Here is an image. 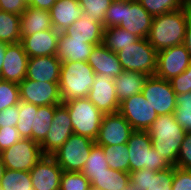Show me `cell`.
Segmentation results:
<instances>
[{
	"label": "cell",
	"instance_id": "cell-1",
	"mask_svg": "<svg viewBox=\"0 0 191 190\" xmlns=\"http://www.w3.org/2000/svg\"><path fill=\"white\" fill-rule=\"evenodd\" d=\"M153 18L137 0H113L106 11L103 27L119 26L139 38H147Z\"/></svg>",
	"mask_w": 191,
	"mask_h": 190
},
{
	"label": "cell",
	"instance_id": "cell-2",
	"mask_svg": "<svg viewBox=\"0 0 191 190\" xmlns=\"http://www.w3.org/2000/svg\"><path fill=\"white\" fill-rule=\"evenodd\" d=\"M189 19L186 7L155 16L147 36L148 42L157 52L183 44Z\"/></svg>",
	"mask_w": 191,
	"mask_h": 190
},
{
	"label": "cell",
	"instance_id": "cell-3",
	"mask_svg": "<svg viewBox=\"0 0 191 190\" xmlns=\"http://www.w3.org/2000/svg\"><path fill=\"white\" fill-rule=\"evenodd\" d=\"M147 133L152 140V147L172 166H175L186 131L176 122L174 115L158 116L148 128Z\"/></svg>",
	"mask_w": 191,
	"mask_h": 190
},
{
	"label": "cell",
	"instance_id": "cell-4",
	"mask_svg": "<svg viewBox=\"0 0 191 190\" xmlns=\"http://www.w3.org/2000/svg\"><path fill=\"white\" fill-rule=\"evenodd\" d=\"M94 80V70L87 62H62L59 81L62 102L87 97Z\"/></svg>",
	"mask_w": 191,
	"mask_h": 190
},
{
	"label": "cell",
	"instance_id": "cell-5",
	"mask_svg": "<svg viewBox=\"0 0 191 190\" xmlns=\"http://www.w3.org/2000/svg\"><path fill=\"white\" fill-rule=\"evenodd\" d=\"M130 172L141 169L163 171L172 165L153 147L147 131L134 130L127 142Z\"/></svg>",
	"mask_w": 191,
	"mask_h": 190
},
{
	"label": "cell",
	"instance_id": "cell-6",
	"mask_svg": "<svg viewBox=\"0 0 191 190\" xmlns=\"http://www.w3.org/2000/svg\"><path fill=\"white\" fill-rule=\"evenodd\" d=\"M71 118L73 133L96 140L104 114L87 98L63 103Z\"/></svg>",
	"mask_w": 191,
	"mask_h": 190
},
{
	"label": "cell",
	"instance_id": "cell-7",
	"mask_svg": "<svg viewBox=\"0 0 191 190\" xmlns=\"http://www.w3.org/2000/svg\"><path fill=\"white\" fill-rule=\"evenodd\" d=\"M157 53L147 38H140L116 54L123 71H136L154 76L157 68Z\"/></svg>",
	"mask_w": 191,
	"mask_h": 190
},
{
	"label": "cell",
	"instance_id": "cell-8",
	"mask_svg": "<svg viewBox=\"0 0 191 190\" xmlns=\"http://www.w3.org/2000/svg\"><path fill=\"white\" fill-rule=\"evenodd\" d=\"M94 145V140L73 133L51 156L63 171L81 172Z\"/></svg>",
	"mask_w": 191,
	"mask_h": 190
},
{
	"label": "cell",
	"instance_id": "cell-9",
	"mask_svg": "<svg viewBox=\"0 0 191 190\" xmlns=\"http://www.w3.org/2000/svg\"><path fill=\"white\" fill-rule=\"evenodd\" d=\"M43 156L40 144L25 138L0 153L5 169L16 171H30Z\"/></svg>",
	"mask_w": 191,
	"mask_h": 190
},
{
	"label": "cell",
	"instance_id": "cell-10",
	"mask_svg": "<svg viewBox=\"0 0 191 190\" xmlns=\"http://www.w3.org/2000/svg\"><path fill=\"white\" fill-rule=\"evenodd\" d=\"M141 93L158 116L173 114L176 108V93L170 80L149 76Z\"/></svg>",
	"mask_w": 191,
	"mask_h": 190
},
{
	"label": "cell",
	"instance_id": "cell-11",
	"mask_svg": "<svg viewBox=\"0 0 191 190\" xmlns=\"http://www.w3.org/2000/svg\"><path fill=\"white\" fill-rule=\"evenodd\" d=\"M133 130L147 131L158 115L142 93L135 94L120 102L118 111Z\"/></svg>",
	"mask_w": 191,
	"mask_h": 190
},
{
	"label": "cell",
	"instance_id": "cell-12",
	"mask_svg": "<svg viewBox=\"0 0 191 190\" xmlns=\"http://www.w3.org/2000/svg\"><path fill=\"white\" fill-rule=\"evenodd\" d=\"M73 134V126L67 107L62 103L55 109L53 122L44 141L40 144L43 155L55 153Z\"/></svg>",
	"mask_w": 191,
	"mask_h": 190
},
{
	"label": "cell",
	"instance_id": "cell-13",
	"mask_svg": "<svg viewBox=\"0 0 191 190\" xmlns=\"http://www.w3.org/2000/svg\"><path fill=\"white\" fill-rule=\"evenodd\" d=\"M20 100L37 106L60 105L59 83L37 82L25 78L19 83Z\"/></svg>",
	"mask_w": 191,
	"mask_h": 190
},
{
	"label": "cell",
	"instance_id": "cell-14",
	"mask_svg": "<svg viewBox=\"0 0 191 190\" xmlns=\"http://www.w3.org/2000/svg\"><path fill=\"white\" fill-rule=\"evenodd\" d=\"M190 64L191 57L183 44L169 47L157 53L155 76L171 80L184 72Z\"/></svg>",
	"mask_w": 191,
	"mask_h": 190
},
{
	"label": "cell",
	"instance_id": "cell-15",
	"mask_svg": "<svg viewBox=\"0 0 191 190\" xmlns=\"http://www.w3.org/2000/svg\"><path fill=\"white\" fill-rule=\"evenodd\" d=\"M133 131L119 112L104 114L95 144L98 146L125 144Z\"/></svg>",
	"mask_w": 191,
	"mask_h": 190
},
{
	"label": "cell",
	"instance_id": "cell-16",
	"mask_svg": "<svg viewBox=\"0 0 191 190\" xmlns=\"http://www.w3.org/2000/svg\"><path fill=\"white\" fill-rule=\"evenodd\" d=\"M114 80L106 75L95 74V80L87 98L103 114L119 111L120 103L116 96Z\"/></svg>",
	"mask_w": 191,
	"mask_h": 190
},
{
	"label": "cell",
	"instance_id": "cell-17",
	"mask_svg": "<svg viewBox=\"0 0 191 190\" xmlns=\"http://www.w3.org/2000/svg\"><path fill=\"white\" fill-rule=\"evenodd\" d=\"M35 190H60L62 168L50 155H44L29 171Z\"/></svg>",
	"mask_w": 191,
	"mask_h": 190
},
{
	"label": "cell",
	"instance_id": "cell-18",
	"mask_svg": "<svg viewBox=\"0 0 191 190\" xmlns=\"http://www.w3.org/2000/svg\"><path fill=\"white\" fill-rule=\"evenodd\" d=\"M29 56L21 42L8 44L0 78L4 81L19 84L25 79Z\"/></svg>",
	"mask_w": 191,
	"mask_h": 190
},
{
	"label": "cell",
	"instance_id": "cell-19",
	"mask_svg": "<svg viewBox=\"0 0 191 190\" xmlns=\"http://www.w3.org/2000/svg\"><path fill=\"white\" fill-rule=\"evenodd\" d=\"M60 32L54 28L21 36V43L26 54L31 57L56 55Z\"/></svg>",
	"mask_w": 191,
	"mask_h": 190
},
{
	"label": "cell",
	"instance_id": "cell-20",
	"mask_svg": "<svg viewBox=\"0 0 191 190\" xmlns=\"http://www.w3.org/2000/svg\"><path fill=\"white\" fill-rule=\"evenodd\" d=\"M62 62L56 55L31 57L25 78L37 82L59 83Z\"/></svg>",
	"mask_w": 191,
	"mask_h": 190
},
{
	"label": "cell",
	"instance_id": "cell-21",
	"mask_svg": "<svg viewBox=\"0 0 191 190\" xmlns=\"http://www.w3.org/2000/svg\"><path fill=\"white\" fill-rule=\"evenodd\" d=\"M87 63L95 74L106 75L113 80L123 72L117 54L102 43L94 46Z\"/></svg>",
	"mask_w": 191,
	"mask_h": 190
},
{
	"label": "cell",
	"instance_id": "cell-22",
	"mask_svg": "<svg viewBox=\"0 0 191 190\" xmlns=\"http://www.w3.org/2000/svg\"><path fill=\"white\" fill-rule=\"evenodd\" d=\"M83 15L78 0H58L50 9L52 27L58 32H64Z\"/></svg>",
	"mask_w": 191,
	"mask_h": 190
},
{
	"label": "cell",
	"instance_id": "cell-23",
	"mask_svg": "<svg viewBox=\"0 0 191 190\" xmlns=\"http://www.w3.org/2000/svg\"><path fill=\"white\" fill-rule=\"evenodd\" d=\"M94 46V44L85 43V40L70 39L64 32H60L56 56L61 62H87Z\"/></svg>",
	"mask_w": 191,
	"mask_h": 190
},
{
	"label": "cell",
	"instance_id": "cell-24",
	"mask_svg": "<svg viewBox=\"0 0 191 190\" xmlns=\"http://www.w3.org/2000/svg\"><path fill=\"white\" fill-rule=\"evenodd\" d=\"M103 24L85 15L69 26L64 33L70 39L85 40V43L99 45L103 41Z\"/></svg>",
	"mask_w": 191,
	"mask_h": 190
},
{
	"label": "cell",
	"instance_id": "cell-25",
	"mask_svg": "<svg viewBox=\"0 0 191 190\" xmlns=\"http://www.w3.org/2000/svg\"><path fill=\"white\" fill-rule=\"evenodd\" d=\"M174 166L163 171H151L141 169L130 172L131 188L135 190H147L153 185H162L163 188L172 186Z\"/></svg>",
	"mask_w": 191,
	"mask_h": 190
},
{
	"label": "cell",
	"instance_id": "cell-26",
	"mask_svg": "<svg viewBox=\"0 0 191 190\" xmlns=\"http://www.w3.org/2000/svg\"><path fill=\"white\" fill-rule=\"evenodd\" d=\"M50 11L28 6L20 15L21 36L52 29Z\"/></svg>",
	"mask_w": 191,
	"mask_h": 190
},
{
	"label": "cell",
	"instance_id": "cell-27",
	"mask_svg": "<svg viewBox=\"0 0 191 190\" xmlns=\"http://www.w3.org/2000/svg\"><path fill=\"white\" fill-rule=\"evenodd\" d=\"M148 77V75L136 71H123L117 76L114 79V84L119 103L135 94L141 93Z\"/></svg>",
	"mask_w": 191,
	"mask_h": 190
},
{
	"label": "cell",
	"instance_id": "cell-28",
	"mask_svg": "<svg viewBox=\"0 0 191 190\" xmlns=\"http://www.w3.org/2000/svg\"><path fill=\"white\" fill-rule=\"evenodd\" d=\"M90 185L98 190H127L131 187L130 173L108 168L101 175L95 176Z\"/></svg>",
	"mask_w": 191,
	"mask_h": 190
},
{
	"label": "cell",
	"instance_id": "cell-29",
	"mask_svg": "<svg viewBox=\"0 0 191 190\" xmlns=\"http://www.w3.org/2000/svg\"><path fill=\"white\" fill-rule=\"evenodd\" d=\"M139 39L140 38L135 34L129 33L127 30L119 26L108 27L103 31L102 44L109 50L117 53L124 47L134 44Z\"/></svg>",
	"mask_w": 191,
	"mask_h": 190
},
{
	"label": "cell",
	"instance_id": "cell-30",
	"mask_svg": "<svg viewBox=\"0 0 191 190\" xmlns=\"http://www.w3.org/2000/svg\"><path fill=\"white\" fill-rule=\"evenodd\" d=\"M57 106L58 105L38 106V110H34L32 140L36 143L41 144L47 136Z\"/></svg>",
	"mask_w": 191,
	"mask_h": 190
},
{
	"label": "cell",
	"instance_id": "cell-31",
	"mask_svg": "<svg viewBox=\"0 0 191 190\" xmlns=\"http://www.w3.org/2000/svg\"><path fill=\"white\" fill-rule=\"evenodd\" d=\"M0 41L7 44L21 42L20 15L0 10Z\"/></svg>",
	"mask_w": 191,
	"mask_h": 190
},
{
	"label": "cell",
	"instance_id": "cell-32",
	"mask_svg": "<svg viewBox=\"0 0 191 190\" xmlns=\"http://www.w3.org/2000/svg\"><path fill=\"white\" fill-rule=\"evenodd\" d=\"M101 147L109 168L116 171L130 173V158L127 143L111 146L106 145Z\"/></svg>",
	"mask_w": 191,
	"mask_h": 190
},
{
	"label": "cell",
	"instance_id": "cell-33",
	"mask_svg": "<svg viewBox=\"0 0 191 190\" xmlns=\"http://www.w3.org/2000/svg\"><path fill=\"white\" fill-rule=\"evenodd\" d=\"M2 190H35L29 171L5 169L0 180Z\"/></svg>",
	"mask_w": 191,
	"mask_h": 190
},
{
	"label": "cell",
	"instance_id": "cell-34",
	"mask_svg": "<svg viewBox=\"0 0 191 190\" xmlns=\"http://www.w3.org/2000/svg\"><path fill=\"white\" fill-rule=\"evenodd\" d=\"M108 168V163L104 156L102 147L95 144L91 148L88 160L86 161L81 172L91 183L93 180H95V176L101 175Z\"/></svg>",
	"mask_w": 191,
	"mask_h": 190
},
{
	"label": "cell",
	"instance_id": "cell-35",
	"mask_svg": "<svg viewBox=\"0 0 191 190\" xmlns=\"http://www.w3.org/2000/svg\"><path fill=\"white\" fill-rule=\"evenodd\" d=\"M34 110H38L37 105L25 101L19 102V119L16 128L22 138L32 139Z\"/></svg>",
	"mask_w": 191,
	"mask_h": 190
},
{
	"label": "cell",
	"instance_id": "cell-36",
	"mask_svg": "<svg viewBox=\"0 0 191 190\" xmlns=\"http://www.w3.org/2000/svg\"><path fill=\"white\" fill-rule=\"evenodd\" d=\"M153 17L185 7L184 0H137Z\"/></svg>",
	"mask_w": 191,
	"mask_h": 190
},
{
	"label": "cell",
	"instance_id": "cell-37",
	"mask_svg": "<svg viewBox=\"0 0 191 190\" xmlns=\"http://www.w3.org/2000/svg\"><path fill=\"white\" fill-rule=\"evenodd\" d=\"M175 120L187 132L191 131V92L176 96Z\"/></svg>",
	"mask_w": 191,
	"mask_h": 190
},
{
	"label": "cell",
	"instance_id": "cell-38",
	"mask_svg": "<svg viewBox=\"0 0 191 190\" xmlns=\"http://www.w3.org/2000/svg\"><path fill=\"white\" fill-rule=\"evenodd\" d=\"M84 15L103 24L106 11L113 0H78Z\"/></svg>",
	"mask_w": 191,
	"mask_h": 190
},
{
	"label": "cell",
	"instance_id": "cell-39",
	"mask_svg": "<svg viewBox=\"0 0 191 190\" xmlns=\"http://www.w3.org/2000/svg\"><path fill=\"white\" fill-rule=\"evenodd\" d=\"M20 101L19 84L4 81L0 78V111L17 105Z\"/></svg>",
	"mask_w": 191,
	"mask_h": 190
},
{
	"label": "cell",
	"instance_id": "cell-40",
	"mask_svg": "<svg viewBox=\"0 0 191 190\" xmlns=\"http://www.w3.org/2000/svg\"><path fill=\"white\" fill-rule=\"evenodd\" d=\"M90 187L88 178L82 172L63 171L60 190H88Z\"/></svg>",
	"mask_w": 191,
	"mask_h": 190
},
{
	"label": "cell",
	"instance_id": "cell-41",
	"mask_svg": "<svg viewBox=\"0 0 191 190\" xmlns=\"http://www.w3.org/2000/svg\"><path fill=\"white\" fill-rule=\"evenodd\" d=\"M175 167L191 169V131H187L181 143Z\"/></svg>",
	"mask_w": 191,
	"mask_h": 190
},
{
	"label": "cell",
	"instance_id": "cell-42",
	"mask_svg": "<svg viewBox=\"0 0 191 190\" xmlns=\"http://www.w3.org/2000/svg\"><path fill=\"white\" fill-rule=\"evenodd\" d=\"M170 82L176 95L191 92V64L184 72L173 77Z\"/></svg>",
	"mask_w": 191,
	"mask_h": 190
},
{
	"label": "cell",
	"instance_id": "cell-43",
	"mask_svg": "<svg viewBox=\"0 0 191 190\" xmlns=\"http://www.w3.org/2000/svg\"><path fill=\"white\" fill-rule=\"evenodd\" d=\"M172 190H191V171L174 166Z\"/></svg>",
	"mask_w": 191,
	"mask_h": 190
},
{
	"label": "cell",
	"instance_id": "cell-44",
	"mask_svg": "<svg viewBox=\"0 0 191 190\" xmlns=\"http://www.w3.org/2000/svg\"><path fill=\"white\" fill-rule=\"evenodd\" d=\"M22 136L18 132L16 127H4L0 128V153L9 147L13 146Z\"/></svg>",
	"mask_w": 191,
	"mask_h": 190
},
{
	"label": "cell",
	"instance_id": "cell-45",
	"mask_svg": "<svg viewBox=\"0 0 191 190\" xmlns=\"http://www.w3.org/2000/svg\"><path fill=\"white\" fill-rule=\"evenodd\" d=\"M19 119V104L0 111V128L16 127Z\"/></svg>",
	"mask_w": 191,
	"mask_h": 190
},
{
	"label": "cell",
	"instance_id": "cell-46",
	"mask_svg": "<svg viewBox=\"0 0 191 190\" xmlns=\"http://www.w3.org/2000/svg\"><path fill=\"white\" fill-rule=\"evenodd\" d=\"M27 7L25 0H0V10L8 13L21 15Z\"/></svg>",
	"mask_w": 191,
	"mask_h": 190
},
{
	"label": "cell",
	"instance_id": "cell-47",
	"mask_svg": "<svg viewBox=\"0 0 191 190\" xmlns=\"http://www.w3.org/2000/svg\"><path fill=\"white\" fill-rule=\"evenodd\" d=\"M56 0H32L28 6L50 11Z\"/></svg>",
	"mask_w": 191,
	"mask_h": 190
},
{
	"label": "cell",
	"instance_id": "cell-48",
	"mask_svg": "<svg viewBox=\"0 0 191 190\" xmlns=\"http://www.w3.org/2000/svg\"><path fill=\"white\" fill-rule=\"evenodd\" d=\"M183 45L186 47L187 52L189 53L191 57V18L189 19L187 24Z\"/></svg>",
	"mask_w": 191,
	"mask_h": 190
},
{
	"label": "cell",
	"instance_id": "cell-49",
	"mask_svg": "<svg viewBox=\"0 0 191 190\" xmlns=\"http://www.w3.org/2000/svg\"><path fill=\"white\" fill-rule=\"evenodd\" d=\"M7 45H8L7 43L0 41V73L5 59V52Z\"/></svg>",
	"mask_w": 191,
	"mask_h": 190
},
{
	"label": "cell",
	"instance_id": "cell-50",
	"mask_svg": "<svg viewBox=\"0 0 191 190\" xmlns=\"http://www.w3.org/2000/svg\"><path fill=\"white\" fill-rule=\"evenodd\" d=\"M147 190H172V186H167L163 188L162 185H153L152 187L148 188Z\"/></svg>",
	"mask_w": 191,
	"mask_h": 190
},
{
	"label": "cell",
	"instance_id": "cell-51",
	"mask_svg": "<svg viewBox=\"0 0 191 190\" xmlns=\"http://www.w3.org/2000/svg\"><path fill=\"white\" fill-rule=\"evenodd\" d=\"M185 7L187 9V12H188L190 18H191V0H186L185 1Z\"/></svg>",
	"mask_w": 191,
	"mask_h": 190
},
{
	"label": "cell",
	"instance_id": "cell-52",
	"mask_svg": "<svg viewBox=\"0 0 191 190\" xmlns=\"http://www.w3.org/2000/svg\"><path fill=\"white\" fill-rule=\"evenodd\" d=\"M5 171V166L3 165L1 159H0V180L3 177V173Z\"/></svg>",
	"mask_w": 191,
	"mask_h": 190
},
{
	"label": "cell",
	"instance_id": "cell-53",
	"mask_svg": "<svg viewBox=\"0 0 191 190\" xmlns=\"http://www.w3.org/2000/svg\"><path fill=\"white\" fill-rule=\"evenodd\" d=\"M31 1H32V0H25V2H26L27 4H29Z\"/></svg>",
	"mask_w": 191,
	"mask_h": 190
},
{
	"label": "cell",
	"instance_id": "cell-54",
	"mask_svg": "<svg viewBox=\"0 0 191 190\" xmlns=\"http://www.w3.org/2000/svg\"><path fill=\"white\" fill-rule=\"evenodd\" d=\"M88 190H98V189H95V188H93V187H90Z\"/></svg>",
	"mask_w": 191,
	"mask_h": 190
},
{
	"label": "cell",
	"instance_id": "cell-55",
	"mask_svg": "<svg viewBox=\"0 0 191 190\" xmlns=\"http://www.w3.org/2000/svg\"><path fill=\"white\" fill-rule=\"evenodd\" d=\"M120 1H136V0H120Z\"/></svg>",
	"mask_w": 191,
	"mask_h": 190
}]
</instances>
